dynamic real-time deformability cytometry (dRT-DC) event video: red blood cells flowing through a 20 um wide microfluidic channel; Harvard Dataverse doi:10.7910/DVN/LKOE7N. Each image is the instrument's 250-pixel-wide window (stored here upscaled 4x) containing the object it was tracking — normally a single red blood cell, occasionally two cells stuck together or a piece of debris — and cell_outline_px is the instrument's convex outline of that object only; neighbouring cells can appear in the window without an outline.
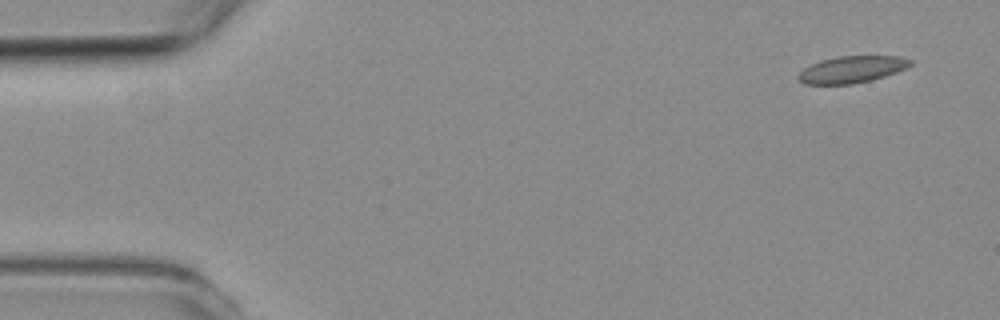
{"species": "common noctule bat (a hibernating species)", "species_latin": "Nyctalus noctula", "temperature_condition": "room temperature", "stored_images_in_passage": 4, "camera_frame_rate_fps": 3000, "um_per_image_px": 0.085, "animal": {"sex": "female", "body_mass_g": 19.3, "forearm_length_mm": 54.1}, "frame": {"image": 1, "passage_image": 1, "time_ms": 0.0, "image_size_px": [1000, 320], "cell_outline_px": [[912, 64], [908, 68], [872, 80], [852, 84], [804, 84], [796, 76], [804, 68], [820, 60], [840, 56], [900, 56], [912, 60]], "centroid_in_image_um": [72.43, 5.9], "position_along_channel_um": 12.6, "area_um2": 17.51}}
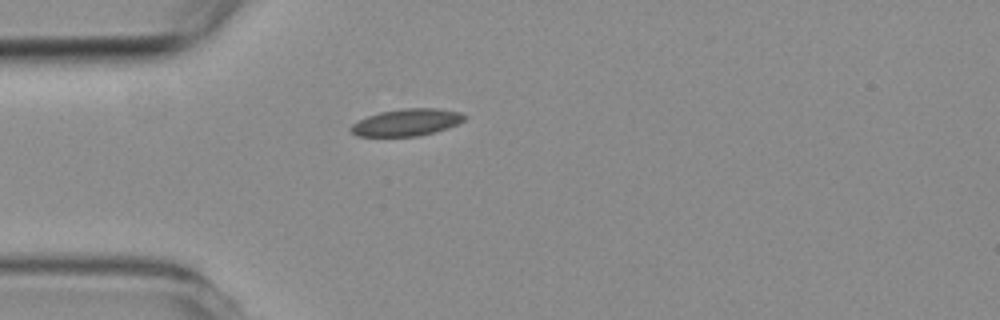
{"frame": {"image": 2, "passage_image": 4, "time_ms": 3.667, "image_size_px": [1000, 320], "cell_outline_px": [[468, 116], [464, 120], [448, 128], [436, 132], [420, 136], [356, 136], [348, 128], [352, 124], [368, 116], [380, 112], [404, 108], [436, 108], [460, 112]], "centroid_in_image_um": [34.59, 10.4], "position_along_channel_um": 50.4, "area_um2": 17.92}}